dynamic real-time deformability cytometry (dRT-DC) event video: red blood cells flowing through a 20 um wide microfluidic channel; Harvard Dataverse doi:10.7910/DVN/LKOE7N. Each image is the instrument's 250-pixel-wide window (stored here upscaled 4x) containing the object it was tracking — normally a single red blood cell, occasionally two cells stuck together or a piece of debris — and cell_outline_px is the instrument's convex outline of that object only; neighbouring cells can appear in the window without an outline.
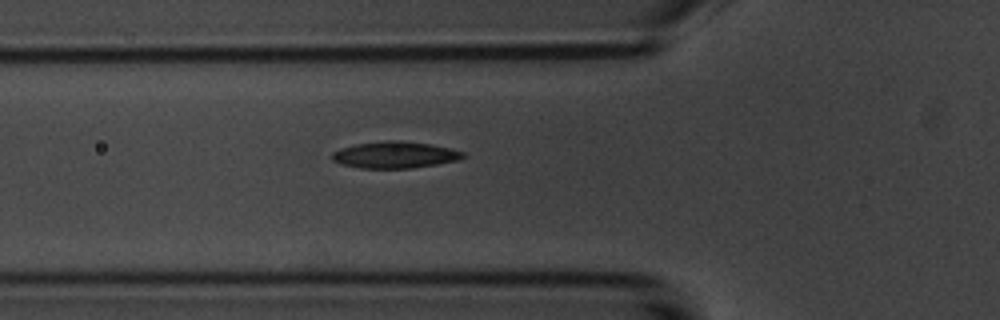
{"species": "common noctule bat (a hibernating species)", "species_latin": "Nyctalus noctula", "temperature_condition": "room temperature", "stored_images_in_passage": 4, "camera_frame_rate_fps": 3000, "um_per_image_px": 0.085, "animal": {"sex": "male", "body_mass_g": 20.1, "forearm_length_mm": 53.5}, "frame": {"image": 1, "passage_image": 4, "time_ms": 3.667, "image_size_px": [1000, 320], "cell_outline_px": [[468, 156], [460, 160], [412, 168], [360, 168], [340, 164], [332, 160], [332, 152], [340, 148], [356, 144], [392, 140], [400, 140], [432, 144], [464, 152]], "centroid_in_image_um": [33.58, 13.16], "position_along_channel_um": 92.2, "area_um2": 20.4}}